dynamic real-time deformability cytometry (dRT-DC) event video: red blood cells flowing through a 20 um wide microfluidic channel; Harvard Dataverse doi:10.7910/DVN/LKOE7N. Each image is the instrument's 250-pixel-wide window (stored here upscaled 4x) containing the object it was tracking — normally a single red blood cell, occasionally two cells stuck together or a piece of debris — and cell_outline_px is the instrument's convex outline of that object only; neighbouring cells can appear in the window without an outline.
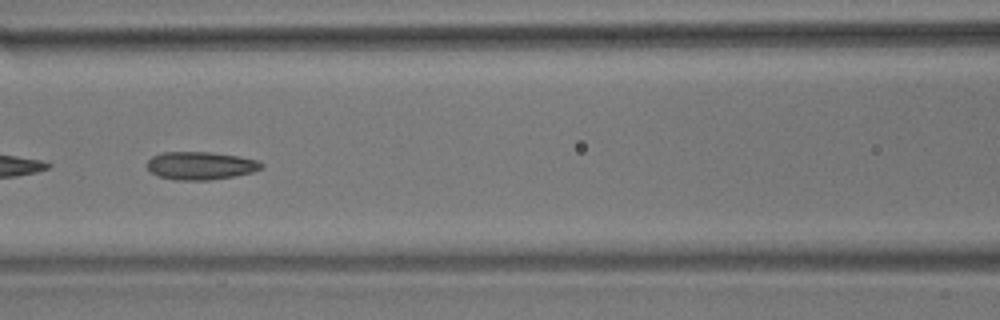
{"species": "common noctule bat (a hibernating species)", "species_latin": "Nyctalus noctula", "temperature_condition": "room temperature", "stored_images_in_passage": 55, "camera_frame_rate_fps": 3000, "um_per_image_px": 0.085, "animal": {"sex": "male", "body_mass_g": 17.9}, "frame": {"image": 1, "passage_image": 24, "time_ms": 7.667, "image_size_px": [1000, 320], "cell_outline_px": [[264, 164], [260, 168], [252, 172], [236, 176], [208, 180], [176, 180], [160, 176], [152, 172], [148, 168], [148, 160], [152, 156], [160, 152], [212, 152], [236, 156], [256, 160]], "centroid_in_image_um": [17.04, 14.08], "position_along_channel_um": 149.6, "area_um2": 18.44}}
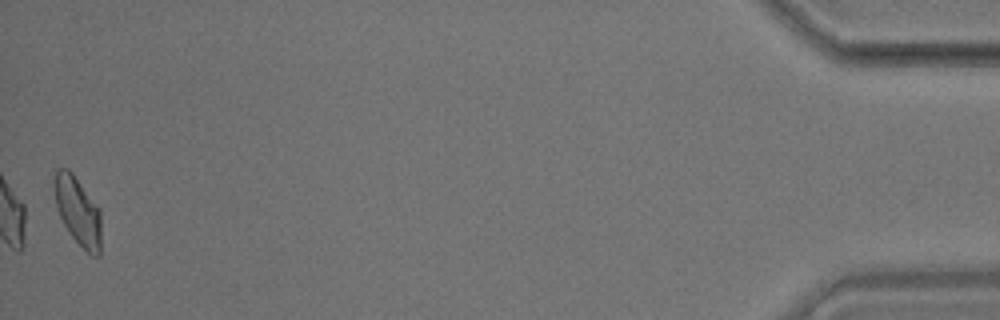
{"frame": {"image": 2, "passage_image": 55, "time_ms": 18.0, "image_size_px": [1000, 320], "cell_outline_px": [[100, 256], [92, 256], [68, 232], [60, 216], [56, 204], [56, 168], [68, 168], [72, 172], [100, 208]], "centroid_in_image_um": [6.65, 17.95], "position_along_channel_um": 428.5, "area_um2": 18.21}, "authors_computed_cell_mechanics": {"area_um2": 18.3804, "velocity_mm_per_s": 3.5901, "shape_relaxation_time_tau1_ms": null, "shape_relaxation_time_tau2_ms": 2.3078, "deformation_change_tau1": null, "deformation_change_tau2": 0.086}}